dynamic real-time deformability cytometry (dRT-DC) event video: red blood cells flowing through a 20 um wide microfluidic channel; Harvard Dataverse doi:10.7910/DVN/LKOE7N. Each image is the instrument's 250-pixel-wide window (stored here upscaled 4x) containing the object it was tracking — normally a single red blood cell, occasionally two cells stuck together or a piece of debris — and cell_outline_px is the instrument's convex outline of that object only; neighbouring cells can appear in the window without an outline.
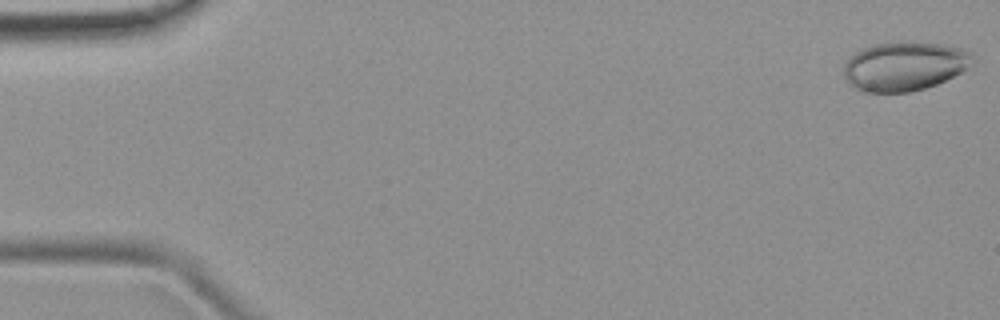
{"species": "common noctule bat (a hibernating species)", "species_latin": "Nyctalus noctula", "temperature_condition": "room temperature", "stored_images_in_passage": 6, "camera_frame_rate_fps": 3000, "um_per_image_px": 0.085, "animal": {"sex": "female", "body_mass_g": 19.9}, "frame": {"image": 1, "passage_image": 1, "time_ms": 0.0, "image_size_px": [1000, 320], "cell_outline_px": [[972, 56], [964, 68], [960, 72], [936, 84], [912, 92], [864, 92], [856, 88], [844, 76], [844, 64], [860, 48], [872, 44], [908, 40], [936, 44], [960, 48], [968, 52]], "centroid_in_image_um": [76.79, 5.61], "position_along_channel_um": 8.2, "area_um2": 36.3}}
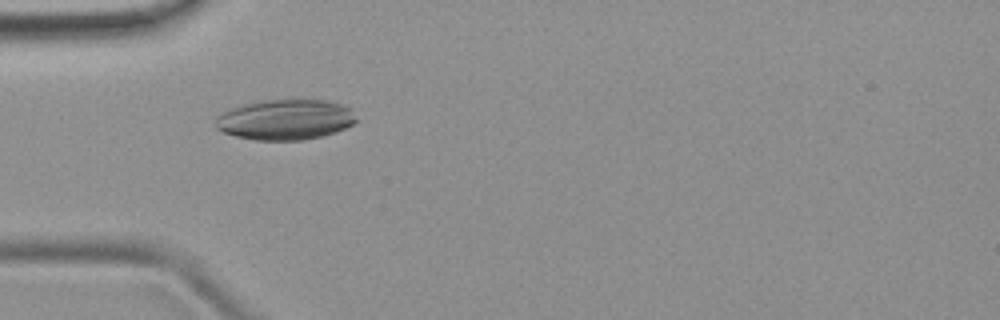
{"frame": {"image": 2, "passage_image": 5, "time_ms": 4.667, "image_size_px": [1000, 320], "cell_outline_px": [[356, 120], [352, 124], [336, 132], [324, 136], [304, 140], [256, 140], [236, 136], [224, 132], [216, 128], [216, 116], [240, 104], [264, 100], [328, 100], [344, 104], [352, 108]], "centroid_in_image_um": [24.28, 10.16], "position_along_channel_um": 60.7, "area_um2": 33.29}}
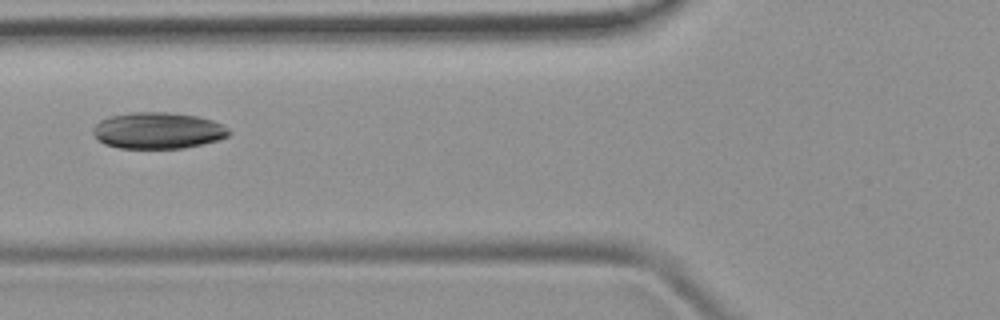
{"frame": {"image": 3, "passage_image": 6, "time_ms": 6.0, "image_size_px": [1000, 320], "cell_outline_px": [[232, 132], [228, 136], [220, 140], [204, 144], [184, 148], [120, 148], [104, 144], [92, 132], [92, 128], [100, 120], [112, 116], [132, 112], [168, 112], [196, 116], [212, 120], [224, 124]], "centroid_in_image_um": [13.47, 11.1], "position_along_channel_um": 112.3, "area_um2": 28.96}}